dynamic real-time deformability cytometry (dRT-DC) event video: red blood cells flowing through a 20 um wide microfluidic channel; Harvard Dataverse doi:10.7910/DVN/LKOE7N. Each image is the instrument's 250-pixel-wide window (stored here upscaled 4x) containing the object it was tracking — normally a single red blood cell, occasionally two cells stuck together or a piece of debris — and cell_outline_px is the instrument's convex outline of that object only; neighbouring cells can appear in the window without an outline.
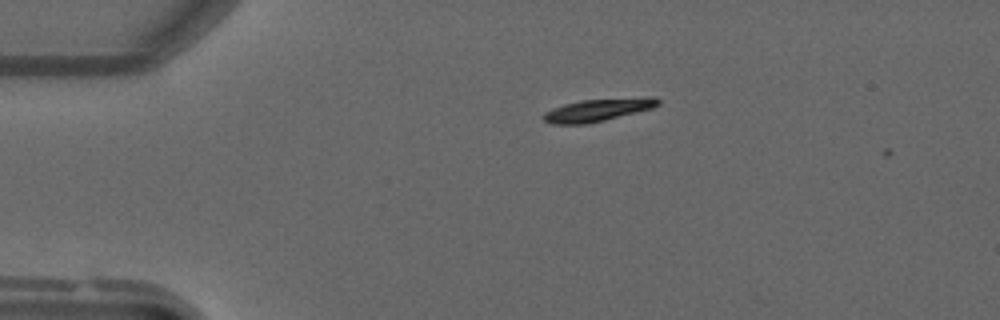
{"species": "common noctule bat (a hibernating species)", "species_latin": "Nyctalus noctula", "temperature_condition": "warm", "stored_images_in_passage": 2, "camera_frame_rate_fps": 3000, "um_per_image_px": 0.085, "animal": {"sex": "male", "forearm_length_mm": 52.5}, "frame": {"image": 1, "passage_image": 1, "time_ms": 0.0, "image_size_px": [1000, 320], "cell_outline_px": [[660, 104], [652, 108], [588, 124], [552, 124], [544, 120], [540, 116], [544, 112], [552, 108], [564, 104], [580, 100], [644, 96], [656, 96], [660, 100]], "centroid_in_image_um": [50.83, 9.32], "position_along_channel_um": 34.2, "area_um2": 15.37}}